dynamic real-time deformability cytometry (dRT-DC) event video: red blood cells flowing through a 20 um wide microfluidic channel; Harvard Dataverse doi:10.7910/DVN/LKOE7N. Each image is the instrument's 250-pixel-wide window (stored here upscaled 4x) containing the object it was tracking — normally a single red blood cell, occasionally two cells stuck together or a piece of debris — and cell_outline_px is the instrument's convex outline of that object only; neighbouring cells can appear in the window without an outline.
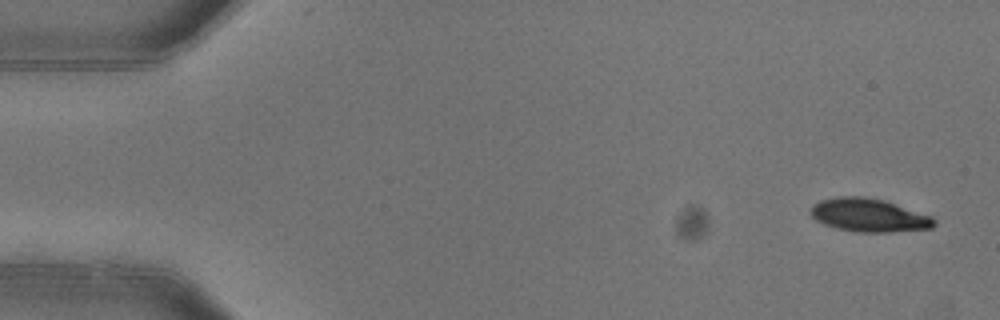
{"species": "common noctule bat (a hibernating species)", "species_latin": "Nyctalus noctula", "temperature_condition": "warm", "stored_images_in_passage": 5, "camera_frame_rate_fps": 3000, "um_per_image_px": 0.085, "animal": {"sex": "female"}, "frame": {"image": 1, "passage_image": 1, "time_ms": 0.0, "image_size_px": [1000, 320], "cell_outline_px": [[936, 224], [932, 228], [888, 232], [856, 232], [836, 228], [824, 224], [816, 220], [808, 212], [820, 200], [840, 196], [864, 196], [884, 200], [932, 216], [936, 220]], "centroid_in_image_um": [73.87, 18.29], "position_along_channel_um": 11.1, "area_um2": 23.93}}
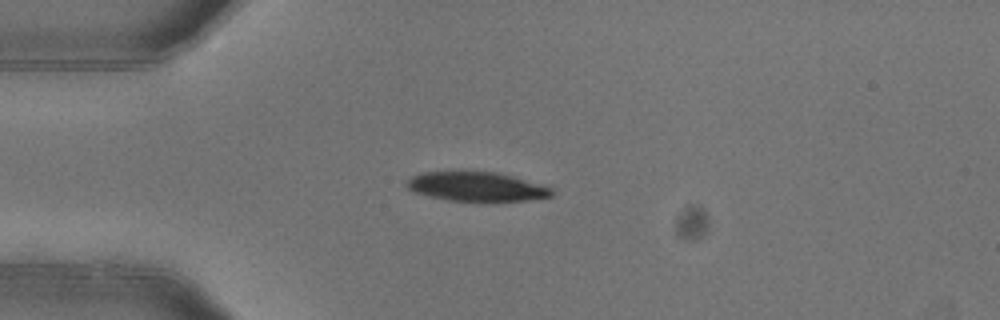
{"frame": {"image": 2, "passage_image": 4, "time_ms": 1.0, "image_size_px": [1000, 320], "cell_outline_px": [[552, 196], [528, 200], [452, 200], [432, 196], [416, 192], [408, 188], [408, 180], [412, 176], [420, 172], [464, 168], [496, 172], [544, 184], [552, 188]], "centroid_in_image_um": [40.5, 15.78], "position_along_channel_um": 44.5, "area_um2": 25.14}}